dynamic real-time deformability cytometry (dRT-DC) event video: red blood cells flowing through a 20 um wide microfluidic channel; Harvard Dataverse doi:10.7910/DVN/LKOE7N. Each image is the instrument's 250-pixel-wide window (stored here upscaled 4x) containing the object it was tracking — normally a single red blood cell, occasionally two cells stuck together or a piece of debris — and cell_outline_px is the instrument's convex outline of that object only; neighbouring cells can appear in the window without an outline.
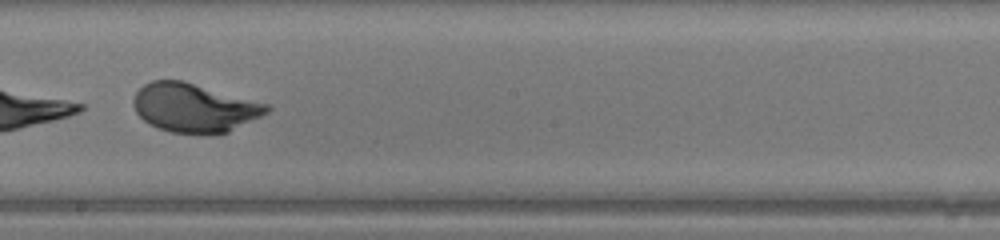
{"species": "human", "species_latin": "Homo sapiens", "temperature_condition": "warm", "stored_images_in_passage": 44, "camera_frame_rate_fps": 3000, "um_per_image_px": 0.085, "donor": {"sex": "male"}, "frame": {"image": 1, "passage_image": 25, "time_ms": 8.0, "image_size_px": [1000, 240], "cell_outline_px": [[272, 108], [268, 112], [228, 132], [172, 132], [148, 124], [136, 112], [132, 104], [132, 100], [136, 92], [144, 84], [152, 80], [184, 80], [268, 104]], "centroid_in_image_um": [16.48, 9.12], "position_along_channel_um": 231.7, "area_um2": 37.4}}
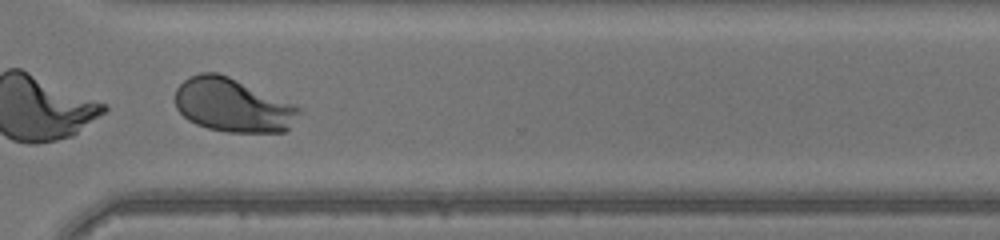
{"frame": {"image": 2, "passage_image": 33, "time_ms": 10.667, "image_size_px": [1000, 240], "cell_outline_px": [[300, 112], [288, 128], [284, 132], [228, 132], [208, 128], [196, 124], [188, 120], [176, 108], [176, 88], [184, 80], [200, 72], [216, 72], [228, 76], [296, 104], [300, 108]], "centroid_in_image_um": [19.78, 8.94], "position_along_channel_um": 350.8, "area_um2": 38.55}}